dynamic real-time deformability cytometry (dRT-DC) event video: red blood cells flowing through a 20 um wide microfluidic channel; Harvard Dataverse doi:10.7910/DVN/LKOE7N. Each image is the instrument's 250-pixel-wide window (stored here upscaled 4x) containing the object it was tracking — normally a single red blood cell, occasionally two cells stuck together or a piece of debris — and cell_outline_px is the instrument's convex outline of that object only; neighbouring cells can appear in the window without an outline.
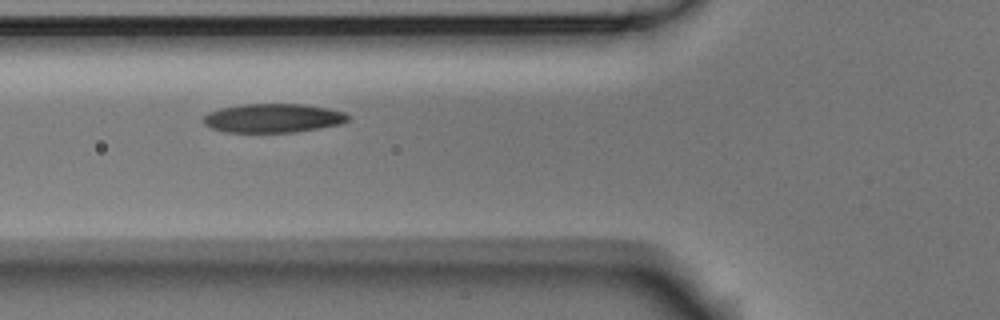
{"species": "Egyptian fruit bat (a non-hibernating species)", "species_latin": "Rousettus aegyptiacus", "temperature_condition": "room temperature", "stored_images_in_passage": 3, "camera_frame_rate_fps": 3000, "um_per_image_px": 0.085, "animal": {"sex": "male"}, "frame": {"image": 1, "passage_image": 2, "time_ms": 0.333, "image_size_px": [1000, 320], "cell_outline_px": [[348, 120], [344, 124], [296, 132], [228, 132], [212, 128], [204, 124], [204, 116], [208, 112], [220, 108], [240, 104], [304, 104], [328, 108], [344, 112], [348, 116]], "centroid_in_image_um": [23.23, 10.03], "position_along_channel_um": 102.6, "area_um2": 24.45}}
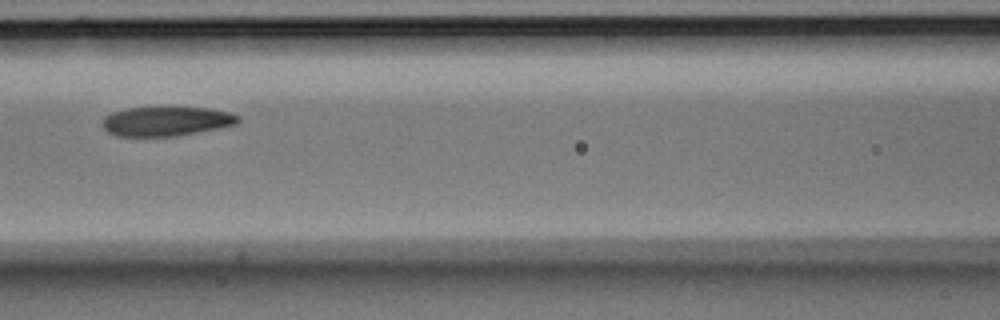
{"frame": {"image": 2, "passage_image": 3, "time_ms": 0.667, "image_size_px": [1000, 320], "cell_outline_px": [[240, 120], [236, 124], [176, 136], [116, 136], [108, 132], [104, 128], [104, 116], [112, 112], [128, 108], [168, 104], [208, 108], [232, 112], [240, 116]], "centroid_in_image_um": [14.15, 10.25], "position_along_channel_um": 152.4, "area_um2": 24.1}}